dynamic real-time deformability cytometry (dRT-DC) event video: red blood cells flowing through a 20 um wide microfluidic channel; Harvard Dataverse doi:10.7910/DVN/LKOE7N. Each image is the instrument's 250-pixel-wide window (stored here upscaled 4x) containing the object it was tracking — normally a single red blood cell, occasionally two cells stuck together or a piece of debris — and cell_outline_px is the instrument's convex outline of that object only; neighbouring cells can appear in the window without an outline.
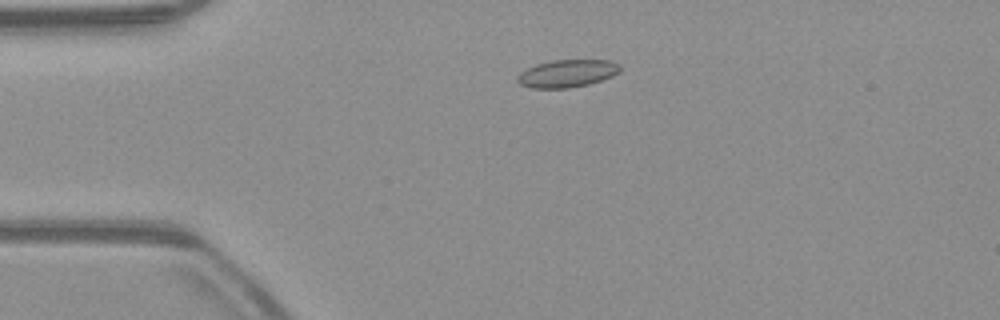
{"species": "common noctule bat (a hibernating species)", "species_latin": "Nyctalus noctula", "temperature_condition": "warm", "stored_images_in_passage": 51, "camera_frame_rate_fps": 3000, "um_per_image_px": 0.085, "animal": {"sex": "male", "body_mass_g": 23.1, "forearm_length_mm": 52.7}, "frame": {"image": 1, "passage_image": 10, "time_ms": 3.0, "image_size_px": [1000, 320], "cell_outline_px": [[620, 72], [612, 76], [588, 84], [568, 88], [532, 88], [520, 84], [516, 80], [516, 76], [520, 72], [536, 64], [552, 60], [612, 60], [620, 64]], "centroid_in_image_um": [48.2, 6.24], "position_along_channel_um": 36.8, "area_um2": 16.53}}
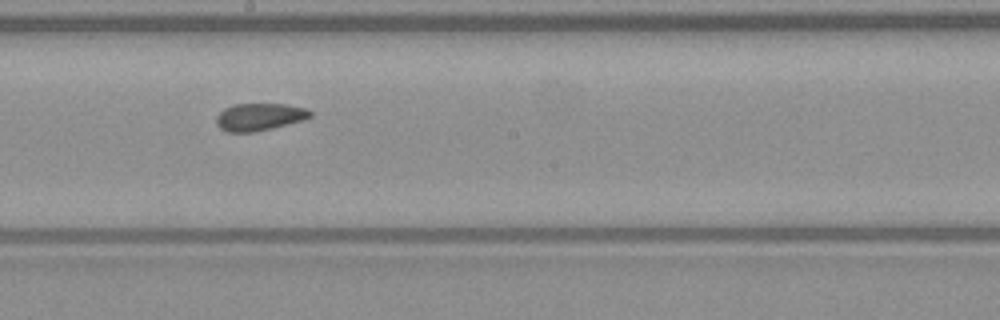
{"frame": {"image": 2, "passage_image": 27, "time_ms": 8.667, "image_size_px": [1000, 320], "cell_outline_px": [[312, 116], [304, 120], [272, 128], [252, 132], [228, 132], [220, 128], [216, 124], [216, 116], [224, 108], [236, 104], [288, 104], [304, 108], [312, 112]], "centroid_in_image_um": [22.05, 9.93], "position_along_channel_um": 226.2, "area_um2": 14.97}}
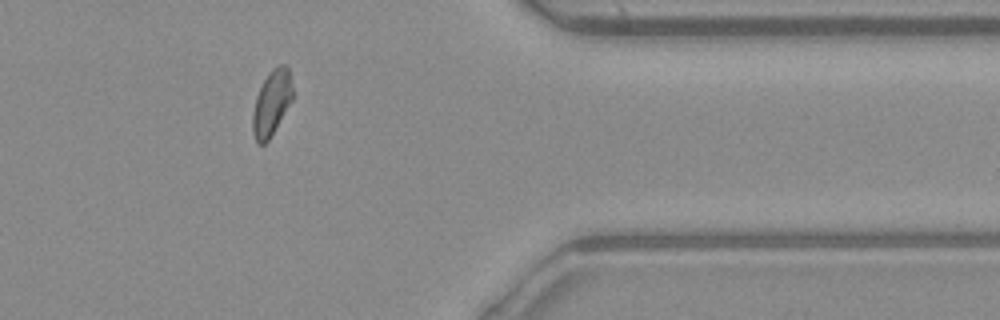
{"frame": {"image": 3, "passage_image": 41, "time_ms": 13.333, "image_size_px": [1000, 320], "cell_outline_px": [[292, 100], [268, 140], [264, 144], [256, 144], [252, 132], [252, 112], [256, 96], [264, 80], [272, 68], [280, 64], [284, 64], [288, 68], [292, 88]], "centroid_in_image_um": [23.06, 8.77], "position_along_channel_um": 388.3, "area_um2": 15.03}, "authors_computed_cell_mechanics": {"area_um2": 15.6638, "velocity_mm_per_s": 3.929, "shape_relaxation_time_tau1_ms": null, "shape_relaxation_time_tau2_ms": 2.5002, "deformation_change_tau1": null, "deformation_change_tau2": 0.0719}}